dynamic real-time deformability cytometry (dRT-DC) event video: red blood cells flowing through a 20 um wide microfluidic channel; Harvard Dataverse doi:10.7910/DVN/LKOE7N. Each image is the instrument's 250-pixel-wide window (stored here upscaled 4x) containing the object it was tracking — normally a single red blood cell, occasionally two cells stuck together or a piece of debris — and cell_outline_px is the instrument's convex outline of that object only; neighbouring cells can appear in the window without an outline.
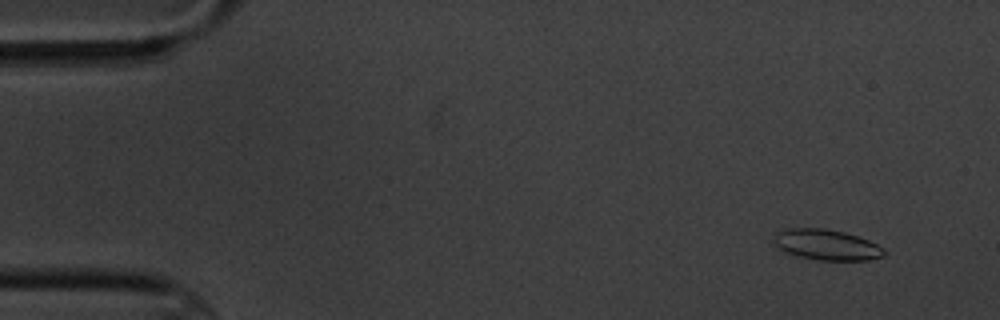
{"species": "common noctule bat (a hibernating species)", "species_latin": "Nyctalus noctula", "temperature_condition": "cold", "stored_images_in_passage": 5, "camera_frame_rate_fps": 3000, "um_per_image_px": 0.085, "animal": {"sex": "male", "body_mass_g": 20.1, "forearm_length_mm": 53.5}, "frame": {"image": 1, "passage_image": 1, "time_ms": 0.0, "image_size_px": [1000, 320], "cell_outline_px": [[888, 252], [884, 256], [868, 260], [816, 260], [796, 256], [776, 248], [776, 232], [784, 228], [824, 228], [844, 232], [868, 240], [884, 248]], "centroid_in_image_um": [70.27, 20.81], "position_along_channel_um": 14.7, "area_um2": 19.77}}